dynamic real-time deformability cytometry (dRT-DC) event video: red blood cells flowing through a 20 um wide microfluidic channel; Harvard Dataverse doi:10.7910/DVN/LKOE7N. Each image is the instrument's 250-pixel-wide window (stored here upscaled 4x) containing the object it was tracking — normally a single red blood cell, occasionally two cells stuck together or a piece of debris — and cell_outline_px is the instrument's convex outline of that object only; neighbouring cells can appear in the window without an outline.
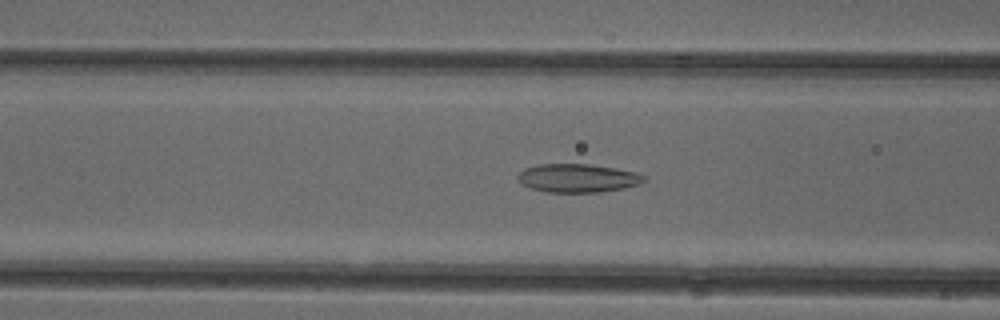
{"species": "common noctule bat (a hibernating species)", "species_latin": "Nyctalus noctula", "temperature_condition": "cold", "stored_images_in_passage": 51, "camera_frame_rate_fps": 3000, "um_per_image_px": 0.085, "animal": {"sex": "female"}, "frame": {"image": 1, "passage_image": 20, "time_ms": 6.333, "image_size_px": [1000, 320], "cell_outline_px": [[644, 180], [640, 184], [600, 192], [548, 192], [532, 188], [520, 184], [516, 180], [516, 176], [524, 168], [540, 164], [588, 164], [616, 168], [636, 172], [644, 176]], "centroid_in_image_um": [49.05, 15.13], "position_along_channel_um": 117.6, "area_um2": 20.87}}
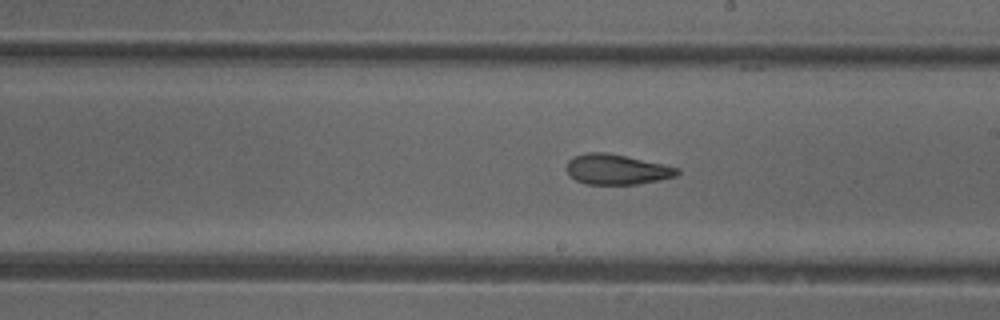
{"frame": {"image": 2, "passage_image": 29, "time_ms": 9.333, "image_size_px": [1000, 320], "cell_outline_px": [[680, 172], [676, 176], [660, 180], [636, 184], [588, 184], [576, 180], [568, 172], [568, 160], [576, 156], [588, 152], [604, 152], [624, 156], [680, 168]], "centroid_in_image_um": [52.45, 14.41], "position_along_channel_um": 236.6, "area_um2": 19.07}}
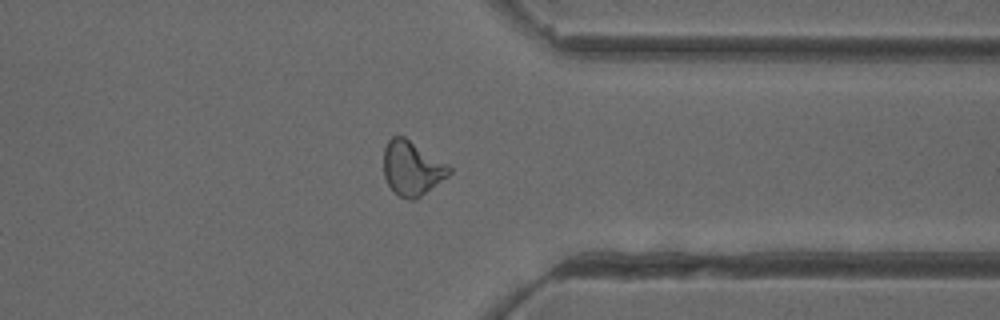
{"frame": {"image": 3, "passage_image": 40, "time_ms": 13.0, "image_size_px": [1000, 320], "cell_outline_px": [[452, 172], [448, 176], [416, 200], [408, 200], [400, 196], [388, 184], [384, 176], [384, 148], [388, 140], [392, 136], [404, 136], [448, 164], [452, 168]], "centroid_in_image_um": [35.03, 14.3], "position_along_channel_um": 376.4, "area_um2": 20.75}, "authors_computed_cell_mechanics": {"area_um2": 21.0392, "velocity_mm_per_s": 3.9682, "shape_relaxation_time_tau1_ms": null, "shape_relaxation_time_tau2_ms": 2.2078, "deformation_change_tau1": null, "deformation_change_tau2": 0.094}}